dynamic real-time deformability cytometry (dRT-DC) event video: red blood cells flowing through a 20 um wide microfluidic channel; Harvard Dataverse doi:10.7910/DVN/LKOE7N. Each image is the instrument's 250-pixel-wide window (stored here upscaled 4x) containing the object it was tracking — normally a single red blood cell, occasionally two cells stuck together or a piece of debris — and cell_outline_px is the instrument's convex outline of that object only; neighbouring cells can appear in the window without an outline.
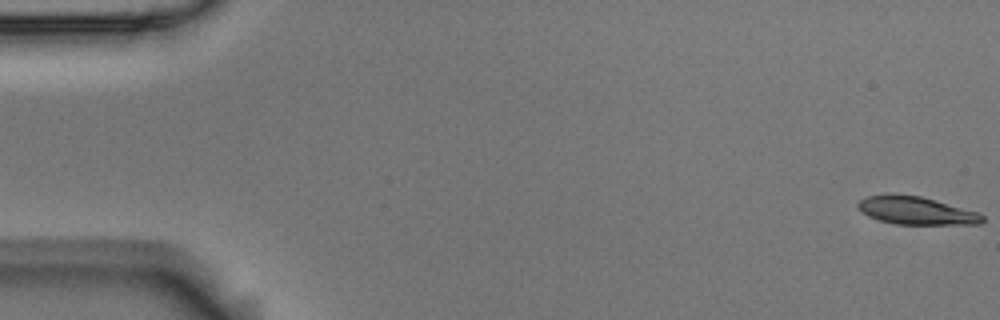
{"species": "Egyptian fruit bat (a non-hibernating species)", "species_latin": "Rousettus aegyptiacus", "temperature_condition": "room temperature", "stored_images_in_passage": 10, "camera_frame_rate_fps": 3000, "um_per_image_px": 0.085, "animal": {"sex": "male"}, "frame": {"image": 1, "passage_image": 1, "time_ms": 0.0, "image_size_px": [1000, 320], "cell_outline_px": [[984, 220], [980, 224], [896, 224], [880, 220], [868, 216], [856, 208], [856, 204], [864, 196], [888, 192], [892, 192], [920, 196], [980, 212], [984, 216]], "centroid_in_image_um": [77.82, 17.87], "position_along_channel_um": 7.2, "area_um2": 20.69}}
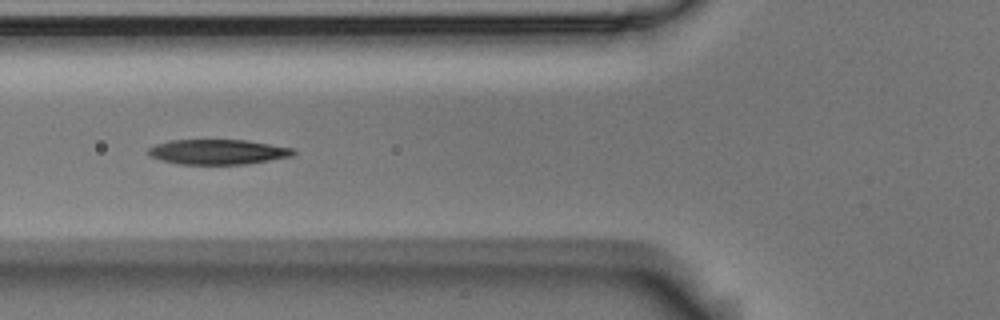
{"frame": {"image": 2, "passage_image": 6, "time_ms": 1.667, "image_size_px": [1000, 320], "cell_outline_px": [[296, 156], [244, 164], [180, 164], [160, 160], [152, 156], [148, 152], [148, 148], [156, 144], [168, 140], [248, 140], [296, 148]], "centroid_in_image_um": [18.59, 12.9], "position_along_channel_um": 107.2, "area_um2": 21.33}}
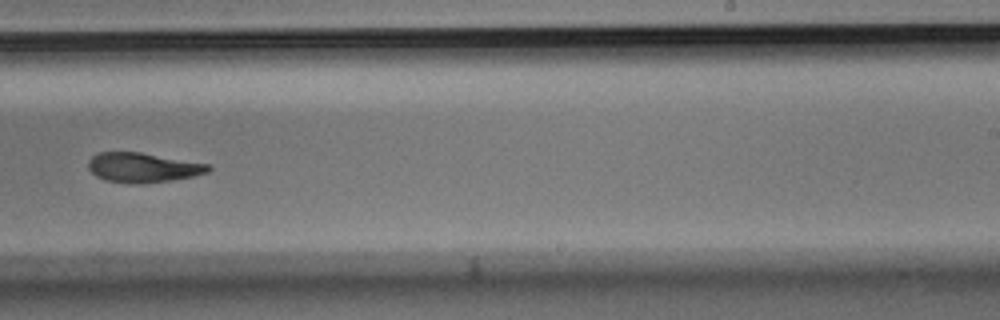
{"frame": {"image": 3, "passage_image": 10, "time_ms": 3.0, "image_size_px": [1000, 320], "cell_outline_px": [[212, 168], [208, 172], [192, 176], [172, 180], [144, 184], [104, 180], [96, 176], [88, 168], [88, 160], [92, 156], [100, 152], [140, 152], [212, 164]], "centroid_in_image_um": [12.17, 14.23], "position_along_channel_um": 276.8, "area_um2": 20.81}}